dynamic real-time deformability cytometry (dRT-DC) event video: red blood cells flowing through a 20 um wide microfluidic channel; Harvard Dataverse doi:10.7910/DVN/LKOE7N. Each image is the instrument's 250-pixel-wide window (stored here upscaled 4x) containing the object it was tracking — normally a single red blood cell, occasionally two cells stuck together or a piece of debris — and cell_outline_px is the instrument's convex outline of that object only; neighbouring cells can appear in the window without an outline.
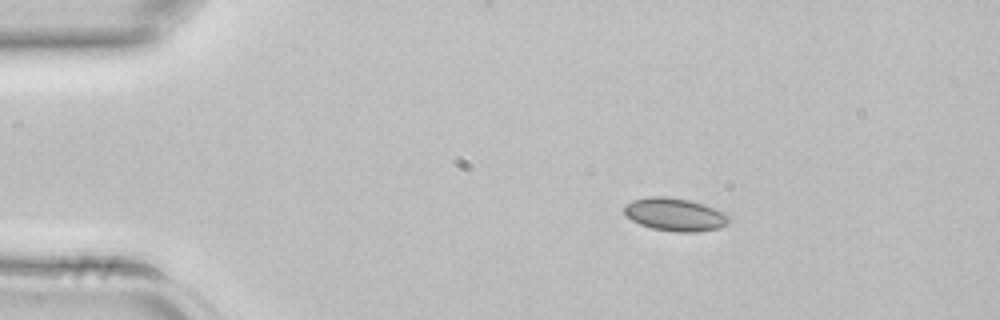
{"species": "common noctule bat (a hibernating species)", "species_latin": "Nyctalus noctula", "temperature_condition": "room temperature", "stored_images_in_passage": 2, "camera_frame_rate_fps": 3000, "um_per_image_px": 0.085, "animal": {"sex": "female", "body_mass_g": 22.7, "forearm_length_mm": 54.2}, "frame": {"image": 1, "passage_image": 1, "time_ms": 0.0, "image_size_px": [1000, 320], "cell_outline_px": [[732, 220], [728, 224], [720, 228], [696, 232], [676, 232], [652, 228], [640, 224], [632, 220], [624, 212], [624, 204], [632, 200], [648, 196], [664, 196], [688, 200], [704, 204], [724, 212], [732, 216]], "centroid_in_image_um": [57.41, 18.23], "position_along_channel_um": 27.6, "area_um2": 20.35}}